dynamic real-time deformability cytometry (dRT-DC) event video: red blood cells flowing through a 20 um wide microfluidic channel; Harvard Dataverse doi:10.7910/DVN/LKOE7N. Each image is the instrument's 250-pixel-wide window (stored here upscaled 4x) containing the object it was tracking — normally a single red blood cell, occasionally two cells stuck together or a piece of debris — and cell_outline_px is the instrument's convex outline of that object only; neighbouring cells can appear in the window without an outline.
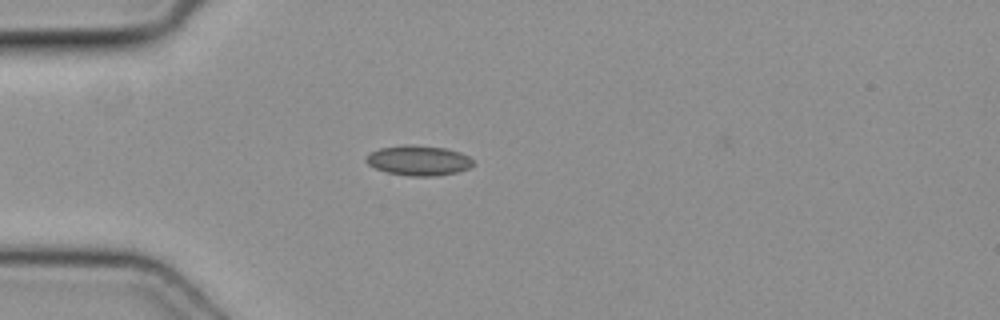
{"species": "common noctule bat (a hibernating species)", "species_latin": "Nyctalus noctula", "temperature_condition": "cold", "stored_images_in_passage": 36, "camera_frame_rate_fps": 3000, "um_per_image_px": 0.085, "animal": {"sex": "female", "body_mass_g": 19.3, "forearm_length_mm": 54.1}, "frame": {"image": 1, "passage_image": 1, "time_ms": 0.0, "image_size_px": [1000, 320], "cell_outline_px": [[472, 164], [468, 168], [456, 172], [436, 176], [408, 176], [388, 172], [376, 168], [368, 164], [364, 160], [372, 152], [380, 148], [404, 144], [412, 144], [444, 148], [460, 152], [468, 156], [472, 160]], "centroid_in_image_um": [35.56, 13.63], "position_along_channel_um": 49.4, "area_um2": 18.55}}
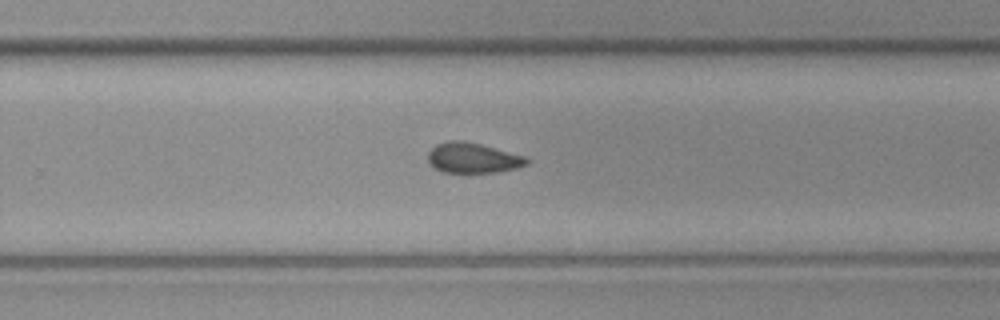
{"frame": {"image": 2, "passage_image": 19, "time_ms": 6.0, "image_size_px": [1000, 320], "cell_outline_px": [[528, 164], [516, 168], [500, 172], [440, 172], [428, 160], [428, 152], [436, 144], [448, 140], [460, 140], [480, 144], [524, 156], [528, 160]], "centroid_in_image_um": [40.17, 13.42], "position_along_channel_um": 289.6, "area_um2": 17.22}}
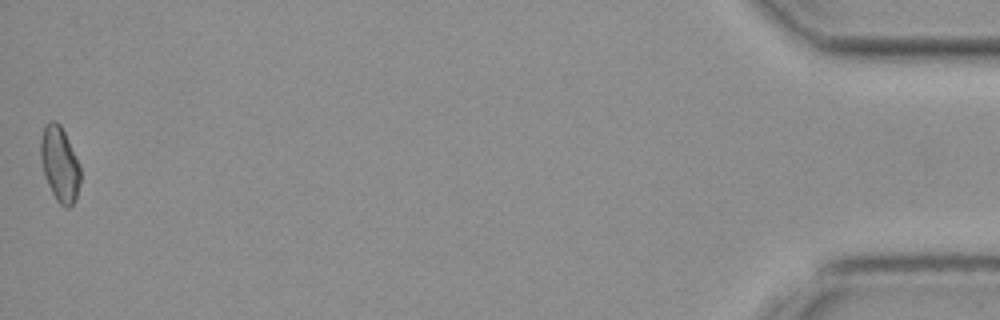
{"frame": {"image": 3, "passage_image": 36, "time_ms": 11.667, "image_size_px": [1000, 320], "cell_outline_px": [[80, 180], [76, 196], [72, 204], [68, 208], [64, 208], [56, 200], [44, 176], [40, 160], [40, 140], [44, 124], [48, 120], [56, 120], [60, 124], [80, 164]], "centroid_in_image_um": [5.05, 13.91], "position_along_channel_um": 430.2, "area_um2": 17.51}}